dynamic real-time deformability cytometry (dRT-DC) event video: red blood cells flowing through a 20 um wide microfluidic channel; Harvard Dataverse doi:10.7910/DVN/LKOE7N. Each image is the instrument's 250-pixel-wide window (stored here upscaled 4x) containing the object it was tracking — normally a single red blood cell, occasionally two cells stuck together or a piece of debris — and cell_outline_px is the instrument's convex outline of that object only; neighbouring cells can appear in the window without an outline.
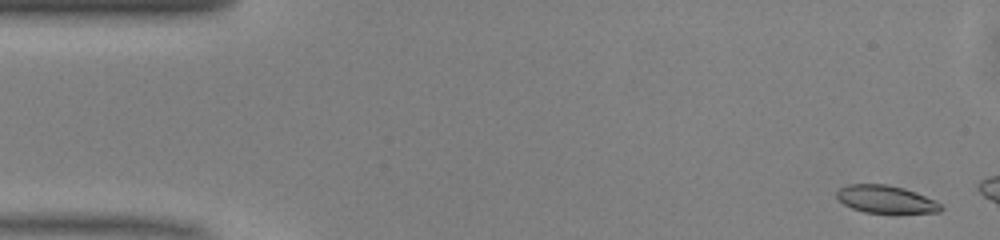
{"species": "common noctule bat (a hibernating species)", "species_latin": "Nyctalus noctula", "temperature_condition": "warm", "stored_images_in_passage": 6, "camera_frame_rate_fps": 3000, "um_per_image_px": 0.085, "animal": {"sex": "male", "body_mass_g": 13.0, "forearm_length_mm": 53.1}, "frame": {"image": 1, "passage_image": 1, "time_ms": 0.0, "image_size_px": [1000, 240], "cell_outline_px": [[944, 208], [940, 212], [864, 212], [852, 208], [844, 204], [836, 196], [836, 192], [840, 188], [848, 184], [888, 184], [904, 188], [916, 192], [940, 204]], "centroid_in_image_um": [75.26, 16.92], "position_along_channel_um": 9.7, "area_um2": 16.47}}